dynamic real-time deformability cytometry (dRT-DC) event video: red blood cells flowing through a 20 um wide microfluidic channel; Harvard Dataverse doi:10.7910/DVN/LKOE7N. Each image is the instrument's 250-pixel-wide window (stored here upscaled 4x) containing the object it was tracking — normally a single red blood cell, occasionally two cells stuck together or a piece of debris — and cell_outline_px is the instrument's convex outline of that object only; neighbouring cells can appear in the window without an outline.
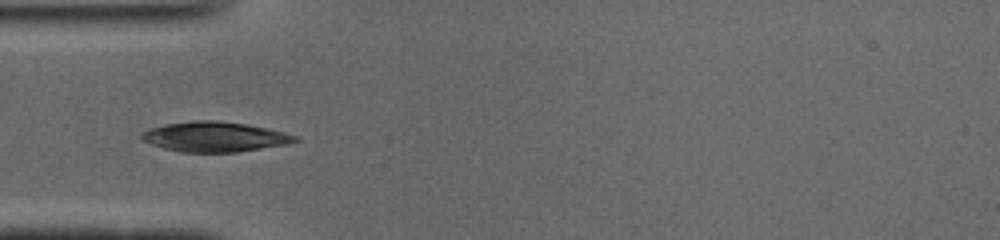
{"species": "common noctule bat (a hibernating species)", "species_latin": "Nyctalus noctula", "temperature_condition": "cold", "stored_images_in_passage": 26, "camera_frame_rate_fps": 3000, "um_per_image_px": 0.085, "animal": {"sex": "male", "body_mass_g": 19.0, "forearm_length_mm": 50.8}, "frame": {"image": 1, "passage_image": 5, "time_ms": 1.333, "image_size_px": [1000, 240], "cell_outline_px": [[300, 140], [288, 144], [236, 152], [180, 152], [164, 148], [140, 140], [140, 136], [144, 132], [152, 128], [164, 124], [196, 120], [216, 120], [248, 124], [284, 132], [296, 136]], "centroid_in_image_um": [18.25, 11.62], "position_along_channel_um": 66.7, "area_um2": 26.76}}